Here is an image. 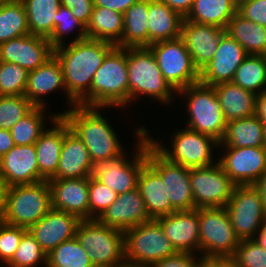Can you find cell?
Segmentation results:
<instances>
[{
	"label": "cell",
	"instance_id": "cell-1",
	"mask_svg": "<svg viewBox=\"0 0 266 267\" xmlns=\"http://www.w3.org/2000/svg\"><path fill=\"white\" fill-rule=\"evenodd\" d=\"M115 46L107 41L86 38L54 49V55L63 70L66 94L71 107H89V90L93 76L105 56Z\"/></svg>",
	"mask_w": 266,
	"mask_h": 267
},
{
	"label": "cell",
	"instance_id": "cell-2",
	"mask_svg": "<svg viewBox=\"0 0 266 267\" xmlns=\"http://www.w3.org/2000/svg\"><path fill=\"white\" fill-rule=\"evenodd\" d=\"M99 110V107L75 105L63 113H57L83 141L92 163L124 152L114 129Z\"/></svg>",
	"mask_w": 266,
	"mask_h": 267
},
{
	"label": "cell",
	"instance_id": "cell-3",
	"mask_svg": "<svg viewBox=\"0 0 266 267\" xmlns=\"http://www.w3.org/2000/svg\"><path fill=\"white\" fill-rule=\"evenodd\" d=\"M129 103L127 48L115 46L93 76L89 107H124Z\"/></svg>",
	"mask_w": 266,
	"mask_h": 267
},
{
	"label": "cell",
	"instance_id": "cell-4",
	"mask_svg": "<svg viewBox=\"0 0 266 267\" xmlns=\"http://www.w3.org/2000/svg\"><path fill=\"white\" fill-rule=\"evenodd\" d=\"M75 237L87 251L94 267H126L124 232L100 223L81 220Z\"/></svg>",
	"mask_w": 266,
	"mask_h": 267
},
{
	"label": "cell",
	"instance_id": "cell-5",
	"mask_svg": "<svg viewBox=\"0 0 266 267\" xmlns=\"http://www.w3.org/2000/svg\"><path fill=\"white\" fill-rule=\"evenodd\" d=\"M148 132L144 126L136 130L137 146L132 161L127 160L124 152L92 163L89 178L98 179L118 195L137 188L138 177L147 162ZM126 158V159H125Z\"/></svg>",
	"mask_w": 266,
	"mask_h": 267
},
{
	"label": "cell",
	"instance_id": "cell-6",
	"mask_svg": "<svg viewBox=\"0 0 266 267\" xmlns=\"http://www.w3.org/2000/svg\"><path fill=\"white\" fill-rule=\"evenodd\" d=\"M127 70L129 102L136 101V98L139 100L141 94L170 104L176 91L163 77L154 54L148 47L127 48Z\"/></svg>",
	"mask_w": 266,
	"mask_h": 267
},
{
	"label": "cell",
	"instance_id": "cell-7",
	"mask_svg": "<svg viewBox=\"0 0 266 267\" xmlns=\"http://www.w3.org/2000/svg\"><path fill=\"white\" fill-rule=\"evenodd\" d=\"M177 94L187 97V127L221 142L226 132L227 121L214 87L199 82L177 91Z\"/></svg>",
	"mask_w": 266,
	"mask_h": 267
},
{
	"label": "cell",
	"instance_id": "cell-8",
	"mask_svg": "<svg viewBox=\"0 0 266 267\" xmlns=\"http://www.w3.org/2000/svg\"><path fill=\"white\" fill-rule=\"evenodd\" d=\"M124 235L127 267H151L177 253L155 219L128 229Z\"/></svg>",
	"mask_w": 266,
	"mask_h": 267
},
{
	"label": "cell",
	"instance_id": "cell-9",
	"mask_svg": "<svg viewBox=\"0 0 266 267\" xmlns=\"http://www.w3.org/2000/svg\"><path fill=\"white\" fill-rule=\"evenodd\" d=\"M51 210L48 180L8 189L6 211L2 222L29 229Z\"/></svg>",
	"mask_w": 266,
	"mask_h": 267
},
{
	"label": "cell",
	"instance_id": "cell-10",
	"mask_svg": "<svg viewBox=\"0 0 266 267\" xmlns=\"http://www.w3.org/2000/svg\"><path fill=\"white\" fill-rule=\"evenodd\" d=\"M225 207L199 208V251L203 257L233 256L240 243Z\"/></svg>",
	"mask_w": 266,
	"mask_h": 267
},
{
	"label": "cell",
	"instance_id": "cell-11",
	"mask_svg": "<svg viewBox=\"0 0 266 267\" xmlns=\"http://www.w3.org/2000/svg\"><path fill=\"white\" fill-rule=\"evenodd\" d=\"M148 48L154 54L163 77L176 92L199 83L200 72L180 37L153 43Z\"/></svg>",
	"mask_w": 266,
	"mask_h": 267
},
{
	"label": "cell",
	"instance_id": "cell-12",
	"mask_svg": "<svg viewBox=\"0 0 266 267\" xmlns=\"http://www.w3.org/2000/svg\"><path fill=\"white\" fill-rule=\"evenodd\" d=\"M172 151L150 137V142L169 161L186 168H198L213 165L212 148L220 147V142L211 136L201 134L188 127L180 129L173 136ZM215 146V147H214Z\"/></svg>",
	"mask_w": 266,
	"mask_h": 267
},
{
	"label": "cell",
	"instance_id": "cell-13",
	"mask_svg": "<svg viewBox=\"0 0 266 267\" xmlns=\"http://www.w3.org/2000/svg\"><path fill=\"white\" fill-rule=\"evenodd\" d=\"M225 209L240 240L254 239L266 220L263 200L251 184L236 185Z\"/></svg>",
	"mask_w": 266,
	"mask_h": 267
},
{
	"label": "cell",
	"instance_id": "cell-14",
	"mask_svg": "<svg viewBox=\"0 0 266 267\" xmlns=\"http://www.w3.org/2000/svg\"><path fill=\"white\" fill-rule=\"evenodd\" d=\"M216 164L190 169V184L196 208L225 207L236 184Z\"/></svg>",
	"mask_w": 266,
	"mask_h": 267
},
{
	"label": "cell",
	"instance_id": "cell-15",
	"mask_svg": "<svg viewBox=\"0 0 266 267\" xmlns=\"http://www.w3.org/2000/svg\"><path fill=\"white\" fill-rule=\"evenodd\" d=\"M147 163L166 183L167 196L177 211L195 209L189 168L169 161L150 141L147 143Z\"/></svg>",
	"mask_w": 266,
	"mask_h": 267
},
{
	"label": "cell",
	"instance_id": "cell-16",
	"mask_svg": "<svg viewBox=\"0 0 266 267\" xmlns=\"http://www.w3.org/2000/svg\"><path fill=\"white\" fill-rule=\"evenodd\" d=\"M219 164L236 185H254L266 171V150L263 147H225Z\"/></svg>",
	"mask_w": 266,
	"mask_h": 267
},
{
	"label": "cell",
	"instance_id": "cell-17",
	"mask_svg": "<svg viewBox=\"0 0 266 267\" xmlns=\"http://www.w3.org/2000/svg\"><path fill=\"white\" fill-rule=\"evenodd\" d=\"M54 55V47L47 38L25 35L0 44V61L21 66L28 72L35 70Z\"/></svg>",
	"mask_w": 266,
	"mask_h": 267
},
{
	"label": "cell",
	"instance_id": "cell-18",
	"mask_svg": "<svg viewBox=\"0 0 266 267\" xmlns=\"http://www.w3.org/2000/svg\"><path fill=\"white\" fill-rule=\"evenodd\" d=\"M245 49L227 32L221 37L212 60L200 71V83L215 86L232 82L235 72L247 57Z\"/></svg>",
	"mask_w": 266,
	"mask_h": 267
},
{
	"label": "cell",
	"instance_id": "cell-19",
	"mask_svg": "<svg viewBox=\"0 0 266 267\" xmlns=\"http://www.w3.org/2000/svg\"><path fill=\"white\" fill-rule=\"evenodd\" d=\"M0 177L9 187L46 180L39 172L35 145H15L2 156Z\"/></svg>",
	"mask_w": 266,
	"mask_h": 267
},
{
	"label": "cell",
	"instance_id": "cell-20",
	"mask_svg": "<svg viewBox=\"0 0 266 267\" xmlns=\"http://www.w3.org/2000/svg\"><path fill=\"white\" fill-rule=\"evenodd\" d=\"M155 220L177 252L199 251V208L175 211Z\"/></svg>",
	"mask_w": 266,
	"mask_h": 267
},
{
	"label": "cell",
	"instance_id": "cell-21",
	"mask_svg": "<svg viewBox=\"0 0 266 267\" xmlns=\"http://www.w3.org/2000/svg\"><path fill=\"white\" fill-rule=\"evenodd\" d=\"M51 208L89 219L88 177L79 179L50 178Z\"/></svg>",
	"mask_w": 266,
	"mask_h": 267
},
{
	"label": "cell",
	"instance_id": "cell-22",
	"mask_svg": "<svg viewBox=\"0 0 266 267\" xmlns=\"http://www.w3.org/2000/svg\"><path fill=\"white\" fill-rule=\"evenodd\" d=\"M109 227L122 232L151 221L138 188L119 194L117 199L97 218Z\"/></svg>",
	"mask_w": 266,
	"mask_h": 267
},
{
	"label": "cell",
	"instance_id": "cell-23",
	"mask_svg": "<svg viewBox=\"0 0 266 267\" xmlns=\"http://www.w3.org/2000/svg\"><path fill=\"white\" fill-rule=\"evenodd\" d=\"M226 29L183 21L180 38L199 72L212 60Z\"/></svg>",
	"mask_w": 266,
	"mask_h": 267
},
{
	"label": "cell",
	"instance_id": "cell-24",
	"mask_svg": "<svg viewBox=\"0 0 266 267\" xmlns=\"http://www.w3.org/2000/svg\"><path fill=\"white\" fill-rule=\"evenodd\" d=\"M81 220L73 214L51 210L28 230L41 248L49 254L54 248L76 235Z\"/></svg>",
	"mask_w": 266,
	"mask_h": 267
},
{
	"label": "cell",
	"instance_id": "cell-25",
	"mask_svg": "<svg viewBox=\"0 0 266 267\" xmlns=\"http://www.w3.org/2000/svg\"><path fill=\"white\" fill-rule=\"evenodd\" d=\"M92 161L83 141L64 119V138L56 173L51 178L79 179L89 177Z\"/></svg>",
	"mask_w": 266,
	"mask_h": 267
},
{
	"label": "cell",
	"instance_id": "cell-26",
	"mask_svg": "<svg viewBox=\"0 0 266 267\" xmlns=\"http://www.w3.org/2000/svg\"><path fill=\"white\" fill-rule=\"evenodd\" d=\"M63 89L66 92L63 70L60 62L53 55L44 64L35 70L28 72L27 86L24 96L27 97L35 107H45L46 102L42 96Z\"/></svg>",
	"mask_w": 266,
	"mask_h": 267
},
{
	"label": "cell",
	"instance_id": "cell-27",
	"mask_svg": "<svg viewBox=\"0 0 266 267\" xmlns=\"http://www.w3.org/2000/svg\"><path fill=\"white\" fill-rule=\"evenodd\" d=\"M137 188L151 219H157L177 211L167 196L166 183L147 162L139 174Z\"/></svg>",
	"mask_w": 266,
	"mask_h": 267
},
{
	"label": "cell",
	"instance_id": "cell-28",
	"mask_svg": "<svg viewBox=\"0 0 266 267\" xmlns=\"http://www.w3.org/2000/svg\"><path fill=\"white\" fill-rule=\"evenodd\" d=\"M53 128L46 129L34 144L40 174L49 180L57 171L64 138V118L51 115Z\"/></svg>",
	"mask_w": 266,
	"mask_h": 267
},
{
	"label": "cell",
	"instance_id": "cell-29",
	"mask_svg": "<svg viewBox=\"0 0 266 267\" xmlns=\"http://www.w3.org/2000/svg\"><path fill=\"white\" fill-rule=\"evenodd\" d=\"M148 47L181 35L184 17L161 0H149Z\"/></svg>",
	"mask_w": 266,
	"mask_h": 267
},
{
	"label": "cell",
	"instance_id": "cell-30",
	"mask_svg": "<svg viewBox=\"0 0 266 267\" xmlns=\"http://www.w3.org/2000/svg\"><path fill=\"white\" fill-rule=\"evenodd\" d=\"M227 122L255 115L257 95L233 82L213 86Z\"/></svg>",
	"mask_w": 266,
	"mask_h": 267
},
{
	"label": "cell",
	"instance_id": "cell-31",
	"mask_svg": "<svg viewBox=\"0 0 266 267\" xmlns=\"http://www.w3.org/2000/svg\"><path fill=\"white\" fill-rule=\"evenodd\" d=\"M123 30V14L105 7H94L86 26V35L88 39L107 41L122 47Z\"/></svg>",
	"mask_w": 266,
	"mask_h": 267
},
{
	"label": "cell",
	"instance_id": "cell-32",
	"mask_svg": "<svg viewBox=\"0 0 266 267\" xmlns=\"http://www.w3.org/2000/svg\"><path fill=\"white\" fill-rule=\"evenodd\" d=\"M265 125L256 116L227 122V128L219 146L224 147H263Z\"/></svg>",
	"mask_w": 266,
	"mask_h": 267
},
{
	"label": "cell",
	"instance_id": "cell-33",
	"mask_svg": "<svg viewBox=\"0 0 266 267\" xmlns=\"http://www.w3.org/2000/svg\"><path fill=\"white\" fill-rule=\"evenodd\" d=\"M226 32L248 55H266V27L244 18L237 12L229 21Z\"/></svg>",
	"mask_w": 266,
	"mask_h": 267
},
{
	"label": "cell",
	"instance_id": "cell-34",
	"mask_svg": "<svg viewBox=\"0 0 266 267\" xmlns=\"http://www.w3.org/2000/svg\"><path fill=\"white\" fill-rule=\"evenodd\" d=\"M149 0H138L123 14V48L148 47Z\"/></svg>",
	"mask_w": 266,
	"mask_h": 267
},
{
	"label": "cell",
	"instance_id": "cell-35",
	"mask_svg": "<svg viewBox=\"0 0 266 267\" xmlns=\"http://www.w3.org/2000/svg\"><path fill=\"white\" fill-rule=\"evenodd\" d=\"M236 13L237 7L232 0H194L185 20L226 29Z\"/></svg>",
	"mask_w": 266,
	"mask_h": 267
},
{
	"label": "cell",
	"instance_id": "cell-36",
	"mask_svg": "<svg viewBox=\"0 0 266 267\" xmlns=\"http://www.w3.org/2000/svg\"><path fill=\"white\" fill-rule=\"evenodd\" d=\"M28 18L31 35L48 38L54 30V15L61 0H21Z\"/></svg>",
	"mask_w": 266,
	"mask_h": 267
},
{
	"label": "cell",
	"instance_id": "cell-37",
	"mask_svg": "<svg viewBox=\"0 0 266 267\" xmlns=\"http://www.w3.org/2000/svg\"><path fill=\"white\" fill-rule=\"evenodd\" d=\"M232 82L256 95L266 92V55H247Z\"/></svg>",
	"mask_w": 266,
	"mask_h": 267
},
{
	"label": "cell",
	"instance_id": "cell-38",
	"mask_svg": "<svg viewBox=\"0 0 266 267\" xmlns=\"http://www.w3.org/2000/svg\"><path fill=\"white\" fill-rule=\"evenodd\" d=\"M30 34L28 18L21 0L0 7V44Z\"/></svg>",
	"mask_w": 266,
	"mask_h": 267
},
{
	"label": "cell",
	"instance_id": "cell-39",
	"mask_svg": "<svg viewBox=\"0 0 266 267\" xmlns=\"http://www.w3.org/2000/svg\"><path fill=\"white\" fill-rule=\"evenodd\" d=\"M47 267H94L76 237L62 242L47 254Z\"/></svg>",
	"mask_w": 266,
	"mask_h": 267
},
{
	"label": "cell",
	"instance_id": "cell-40",
	"mask_svg": "<svg viewBox=\"0 0 266 267\" xmlns=\"http://www.w3.org/2000/svg\"><path fill=\"white\" fill-rule=\"evenodd\" d=\"M44 107H34L27 115L19 120L11 129V136L15 145L35 144L45 128Z\"/></svg>",
	"mask_w": 266,
	"mask_h": 267
},
{
	"label": "cell",
	"instance_id": "cell-41",
	"mask_svg": "<svg viewBox=\"0 0 266 267\" xmlns=\"http://www.w3.org/2000/svg\"><path fill=\"white\" fill-rule=\"evenodd\" d=\"M44 263L47 267V254L41 248L35 237L27 230L17 247L12 259L6 264L7 267H37Z\"/></svg>",
	"mask_w": 266,
	"mask_h": 267
},
{
	"label": "cell",
	"instance_id": "cell-42",
	"mask_svg": "<svg viewBox=\"0 0 266 267\" xmlns=\"http://www.w3.org/2000/svg\"><path fill=\"white\" fill-rule=\"evenodd\" d=\"M79 28V34L75 37L71 42H79L83 41L87 38L86 35V27L74 17L67 7L60 5L58 11L55 12L54 15V30L53 33L47 38L48 41L55 48L64 45L63 43V35L68 32H72V30Z\"/></svg>",
	"mask_w": 266,
	"mask_h": 267
},
{
	"label": "cell",
	"instance_id": "cell-43",
	"mask_svg": "<svg viewBox=\"0 0 266 267\" xmlns=\"http://www.w3.org/2000/svg\"><path fill=\"white\" fill-rule=\"evenodd\" d=\"M28 71L21 66L0 61V96L24 95Z\"/></svg>",
	"mask_w": 266,
	"mask_h": 267
},
{
	"label": "cell",
	"instance_id": "cell-44",
	"mask_svg": "<svg viewBox=\"0 0 266 267\" xmlns=\"http://www.w3.org/2000/svg\"><path fill=\"white\" fill-rule=\"evenodd\" d=\"M34 107L24 95L0 96V129L10 130Z\"/></svg>",
	"mask_w": 266,
	"mask_h": 267
},
{
	"label": "cell",
	"instance_id": "cell-45",
	"mask_svg": "<svg viewBox=\"0 0 266 267\" xmlns=\"http://www.w3.org/2000/svg\"><path fill=\"white\" fill-rule=\"evenodd\" d=\"M89 219H97L116 199L118 194L98 179L88 177Z\"/></svg>",
	"mask_w": 266,
	"mask_h": 267
},
{
	"label": "cell",
	"instance_id": "cell-46",
	"mask_svg": "<svg viewBox=\"0 0 266 267\" xmlns=\"http://www.w3.org/2000/svg\"><path fill=\"white\" fill-rule=\"evenodd\" d=\"M232 257L239 267H266V250L254 239L241 240Z\"/></svg>",
	"mask_w": 266,
	"mask_h": 267
},
{
	"label": "cell",
	"instance_id": "cell-47",
	"mask_svg": "<svg viewBox=\"0 0 266 267\" xmlns=\"http://www.w3.org/2000/svg\"><path fill=\"white\" fill-rule=\"evenodd\" d=\"M27 228L8 225L0 221V262L5 265L14 256L23 234Z\"/></svg>",
	"mask_w": 266,
	"mask_h": 267
},
{
	"label": "cell",
	"instance_id": "cell-48",
	"mask_svg": "<svg viewBox=\"0 0 266 267\" xmlns=\"http://www.w3.org/2000/svg\"><path fill=\"white\" fill-rule=\"evenodd\" d=\"M244 18L266 27V0H252L237 8Z\"/></svg>",
	"mask_w": 266,
	"mask_h": 267
},
{
	"label": "cell",
	"instance_id": "cell-49",
	"mask_svg": "<svg viewBox=\"0 0 266 267\" xmlns=\"http://www.w3.org/2000/svg\"><path fill=\"white\" fill-rule=\"evenodd\" d=\"M61 5L71 10L74 17L87 26L93 12L94 0H61Z\"/></svg>",
	"mask_w": 266,
	"mask_h": 267
},
{
	"label": "cell",
	"instance_id": "cell-50",
	"mask_svg": "<svg viewBox=\"0 0 266 267\" xmlns=\"http://www.w3.org/2000/svg\"><path fill=\"white\" fill-rule=\"evenodd\" d=\"M197 255L185 252H177L161 261L154 263L151 267H195Z\"/></svg>",
	"mask_w": 266,
	"mask_h": 267
},
{
	"label": "cell",
	"instance_id": "cell-51",
	"mask_svg": "<svg viewBox=\"0 0 266 267\" xmlns=\"http://www.w3.org/2000/svg\"><path fill=\"white\" fill-rule=\"evenodd\" d=\"M138 0H94V7H105L124 14Z\"/></svg>",
	"mask_w": 266,
	"mask_h": 267
},
{
	"label": "cell",
	"instance_id": "cell-52",
	"mask_svg": "<svg viewBox=\"0 0 266 267\" xmlns=\"http://www.w3.org/2000/svg\"><path fill=\"white\" fill-rule=\"evenodd\" d=\"M171 9L179 12L184 18L192 9L194 0H161Z\"/></svg>",
	"mask_w": 266,
	"mask_h": 267
},
{
	"label": "cell",
	"instance_id": "cell-53",
	"mask_svg": "<svg viewBox=\"0 0 266 267\" xmlns=\"http://www.w3.org/2000/svg\"><path fill=\"white\" fill-rule=\"evenodd\" d=\"M14 146L10 130L0 129V158Z\"/></svg>",
	"mask_w": 266,
	"mask_h": 267
},
{
	"label": "cell",
	"instance_id": "cell-54",
	"mask_svg": "<svg viewBox=\"0 0 266 267\" xmlns=\"http://www.w3.org/2000/svg\"><path fill=\"white\" fill-rule=\"evenodd\" d=\"M255 115L263 122L266 126V92L257 95Z\"/></svg>",
	"mask_w": 266,
	"mask_h": 267
},
{
	"label": "cell",
	"instance_id": "cell-55",
	"mask_svg": "<svg viewBox=\"0 0 266 267\" xmlns=\"http://www.w3.org/2000/svg\"><path fill=\"white\" fill-rule=\"evenodd\" d=\"M8 189L9 186L0 177V221L3 220L5 215Z\"/></svg>",
	"mask_w": 266,
	"mask_h": 267
},
{
	"label": "cell",
	"instance_id": "cell-56",
	"mask_svg": "<svg viewBox=\"0 0 266 267\" xmlns=\"http://www.w3.org/2000/svg\"><path fill=\"white\" fill-rule=\"evenodd\" d=\"M258 189L260 196L263 200L264 212L266 213V171L261 175L259 180L254 184Z\"/></svg>",
	"mask_w": 266,
	"mask_h": 267
},
{
	"label": "cell",
	"instance_id": "cell-57",
	"mask_svg": "<svg viewBox=\"0 0 266 267\" xmlns=\"http://www.w3.org/2000/svg\"><path fill=\"white\" fill-rule=\"evenodd\" d=\"M216 267H239L232 256L216 257Z\"/></svg>",
	"mask_w": 266,
	"mask_h": 267
},
{
	"label": "cell",
	"instance_id": "cell-58",
	"mask_svg": "<svg viewBox=\"0 0 266 267\" xmlns=\"http://www.w3.org/2000/svg\"><path fill=\"white\" fill-rule=\"evenodd\" d=\"M254 240H256L260 246L266 250V220L261 225Z\"/></svg>",
	"mask_w": 266,
	"mask_h": 267
},
{
	"label": "cell",
	"instance_id": "cell-59",
	"mask_svg": "<svg viewBox=\"0 0 266 267\" xmlns=\"http://www.w3.org/2000/svg\"><path fill=\"white\" fill-rule=\"evenodd\" d=\"M197 259L195 267H216V257H203Z\"/></svg>",
	"mask_w": 266,
	"mask_h": 267
},
{
	"label": "cell",
	"instance_id": "cell-60",
	"mask_svg": "<svg viewBox=\"0 0 266 267\" xmlns=\"http://www.w3.org/2000/svg\"><path fill=\"white\" fill-rule=\"evenodd\" d=\"M234 5L239 8L242 4L252 1V0H232Z\"/></svg>",
	"mask_w": 266,
	"mask_h": 267
},
{
	"label": "cell",
	"instance_id": "cell-61",
	"mask_svg": "<svg viewBox=\"0 0 266 267\" xmlns=\"http://www.w3.org/2000/svg\"><path fill=\"white\" fill-rule=\"evenodd\" d=\"M263 148L266 150V126L264 127L263 133Z\"/></svg>",
	"mask_w": 266,
	"mask_h": 267
},
{
	"label": "cell",
	"instance_id": "cell-62",
	"mask_svg": "<svg viewBox=\"0 0 266 267\" xmlns=\"http://www.w3.org/2000/svg\"><path fill=\"white\" fill-rule=\"evenodd\" d=\"M13 0H0V7L5 5V4H8L10 2H12Z\"/></svg>",
	"mask_w": 266,
	"mask_h": 267
}]
</instances>
